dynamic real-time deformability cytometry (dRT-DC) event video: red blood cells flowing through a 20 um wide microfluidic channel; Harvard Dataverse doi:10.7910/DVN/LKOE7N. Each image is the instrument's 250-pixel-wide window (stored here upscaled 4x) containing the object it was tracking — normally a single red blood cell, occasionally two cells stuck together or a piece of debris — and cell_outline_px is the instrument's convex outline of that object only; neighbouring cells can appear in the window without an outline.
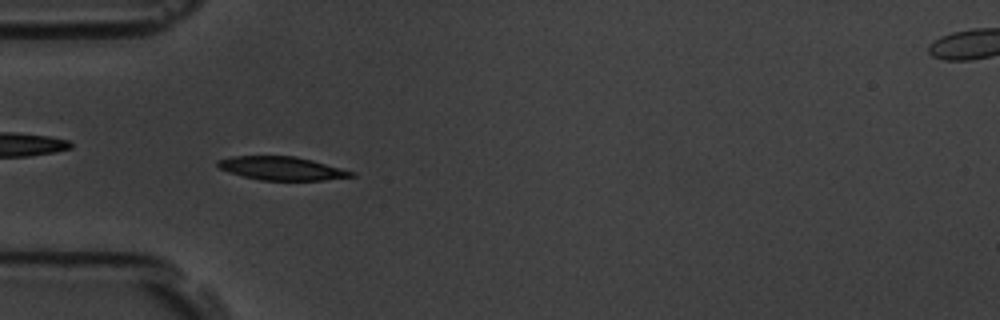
{"species": "common noctule bat (a hibernating species)", "species_latin": "Nyctalus noctula", "temperature_condition": "room temperature", "stored_images_in_passage": 57, "camera_frame_rate_fps": 3000, "um_per_image_px": 0.085, "animal": {"sex": "male", "body_mass_g": 19.5, "forearm_length_mm": 54.6}, "frame": {"image": 1, "passage_image": 17, "time_ms": 5.333, "image_size_px": [1000, 320], "cell_outline_px": [[356, 176], [324, 180], [260, 180], [228, 172], [220, 168], [216, 164], [216, 160], [232, 156], [296, 156], [312, 160], [356, 172]], "centroid_in_image_um": [23.95, 14.31], "position_along_channel_um": 61.0, "area_um2": 18.26}}
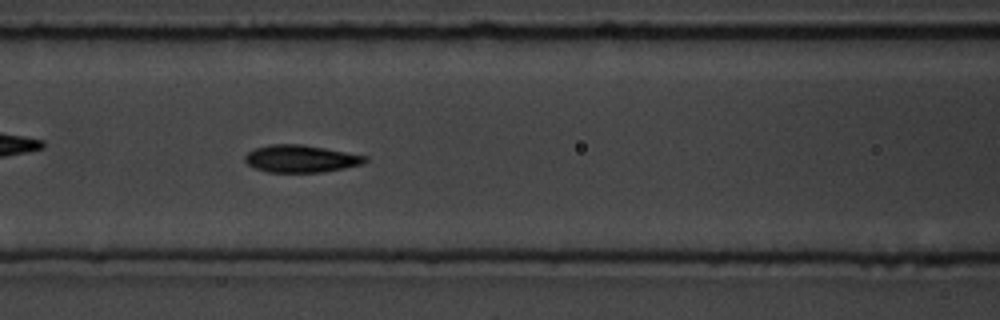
{"frame": {"image": 2, "passage_image": 24, "time_ms": 7.667, "image_size_px": [1000, 320], "cell_outline_px": [[368, 160], [364, 164], [344, 168], [320, 172], [268, 172], [256, 168], [248, 164], [244, 160], [244, 156], [248, 152], [256, 148], [272, 144], [300, 144], [324, 148], [368, 156]], "centroid_in_image_um": [25.59, 13.49], "position_along_channel_um": 141.0, "area_um2": 19.02}}
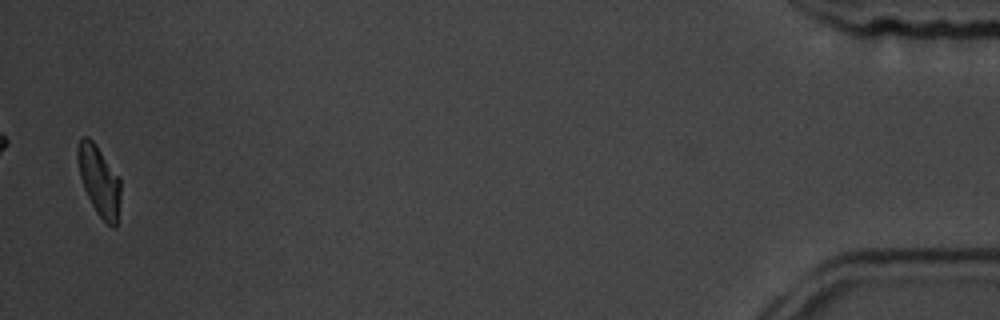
{"frame": {"image": 3, "passage_image": 56, "time_ms": 18.333, "image_size_px": [1000, 320], "cell_outline_px": [[120, 200], [116, 228], [112, 228], [96, 212], [84, 188], [80, 176], [76, 156], [76, 148], [80, 136], [88, 136], [96, 144], [120, 176]], "centroid_in_image_um": [8.42, 15.31], "position_along_channel_um": 426.8, "area_um2": 17.8}, "authors_computed_cell_mechanics": {"area_um2": 18.3804, "velocity_mm_per_s": 3.5317, "shape_relaxation_time_tau1_ms": 4.8697, "shape_relaxation_time_tau2_ms": 1.45, "deformation_change_tau1": 0.2032, "deformation_change_tau2": 0.0617}}